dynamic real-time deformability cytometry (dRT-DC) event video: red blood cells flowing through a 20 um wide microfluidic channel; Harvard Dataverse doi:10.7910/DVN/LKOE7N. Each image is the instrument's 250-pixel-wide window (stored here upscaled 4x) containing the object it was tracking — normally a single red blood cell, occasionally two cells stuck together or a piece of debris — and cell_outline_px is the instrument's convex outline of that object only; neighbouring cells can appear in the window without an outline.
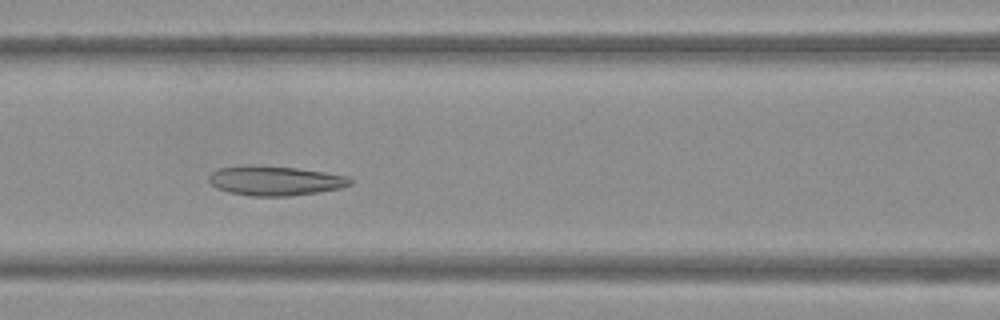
{"species": "Egyptian fruit bat (a non-hibernating species)", "species_latin": "Rousettus aegyptiacus", "temperature_condition": "warm", "stored_images_in_passage": 29, "camera_frame_rate_fps": 3000, "um_per_image_px": 0.085, "frame": {"image": 1, "passage_image": 10, "time_ms": 3.0, "image_size_px": [1000, 320], "cell_outline_px": [[352, 184], [340, 188], [320, 192], [288, 196], [252, 196], [228, 192], [216, 188], [208, 180], [208, 176], [212, 172], [220, 168], [244, 164], [248, 164], [296, 168], [324, 172], [348, 176], [352, 180]], "centroid_in_image_um": [23.36, 15.35], "position_along_channel_um": 143.2, "area_um2": 24.51}}
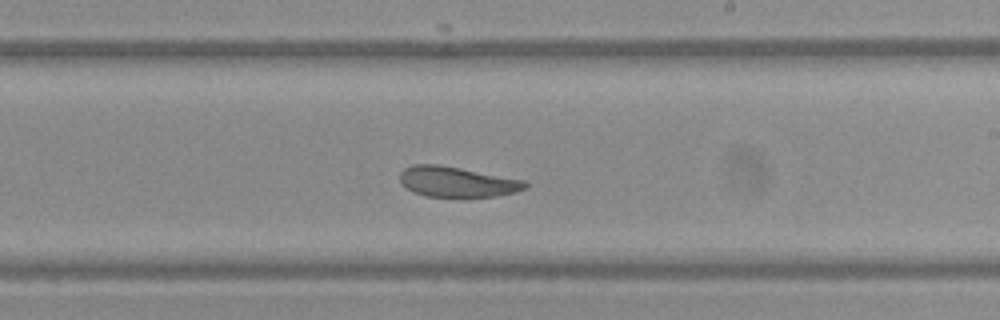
{"frame": {"image": 2, "passage_image": 18, "time_ms": 5.667, "image_size_px": [1000, 320], "cell_outline_px": [[528, 188], [516, 192], [496, 196], [424, 196], [412, 192], [400, 180], [400, 172], [404, 168], [412, 164], [440, 164], [524, 180], [528, 184]], "centroid_in_image_um": [38.85, 15.44], "position_along_channel_um": 250.2, "area_um2": 22.08}}
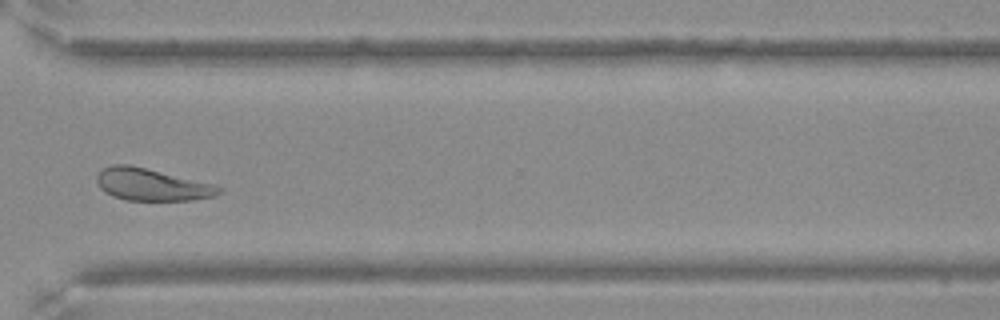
{"frame": {"image": 3, "passage_image": 26, "time_ms": 8.333, "image_size_px": [1000, 320], "cell_outline_px": [[224, 192], [216, 196], [192, 200], [128, 200], [112, 196], [104, 192], [100, 188], [96, 180], [96, 176], [104, 168], [112, 164], [128, 164], [212, 184], [224, 188]], "centroid_in_image_um": [12.9, 15.7], "position_along_channel_um": 357.7, "area_um2": 22.72}}